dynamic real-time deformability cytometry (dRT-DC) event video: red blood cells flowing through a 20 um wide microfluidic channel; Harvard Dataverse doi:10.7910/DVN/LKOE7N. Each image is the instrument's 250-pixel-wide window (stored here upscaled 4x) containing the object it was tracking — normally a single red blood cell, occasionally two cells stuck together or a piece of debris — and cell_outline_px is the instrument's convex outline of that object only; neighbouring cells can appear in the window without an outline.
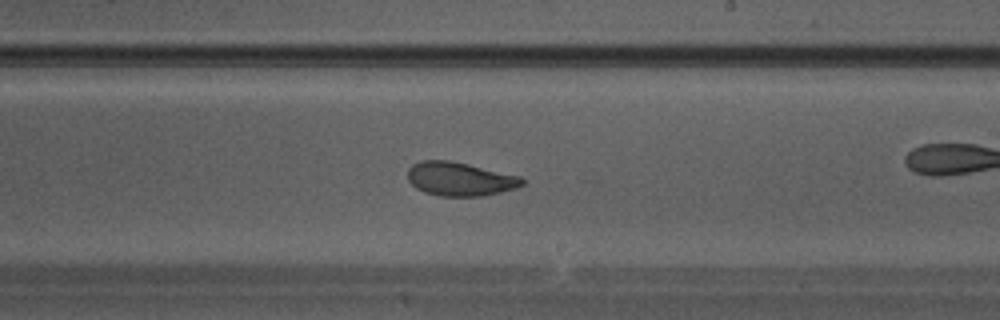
{"species": "Egyptian fruit bat (a non-hibernating species)", "species_latin": "Rousettus aegyptiacus", "temperature_condition": "warm", "stored_images_in_passage": 36, "camera_frame_rate_fps": 3000, "um_per_image_px": 0.085, "animal": {"sex": "male"}, "frame": {"image": 1, "passage_image": 21, "time_ms": 6.667, "image_size_px": [1000, 320], "cell_outline_px": [[524, 184], [516, 188], [484, 196], [440, 196], [424, 192], [416, 188], [408, 180], [408, 168], [412, 164], [420, 160], [448, 160], [468, 164], [520, 176], [524, 180]], "centroid_in_image_um": [39.07, 15.21], "position_along_channel_um": 249.9, "area_um2": 22.54}}